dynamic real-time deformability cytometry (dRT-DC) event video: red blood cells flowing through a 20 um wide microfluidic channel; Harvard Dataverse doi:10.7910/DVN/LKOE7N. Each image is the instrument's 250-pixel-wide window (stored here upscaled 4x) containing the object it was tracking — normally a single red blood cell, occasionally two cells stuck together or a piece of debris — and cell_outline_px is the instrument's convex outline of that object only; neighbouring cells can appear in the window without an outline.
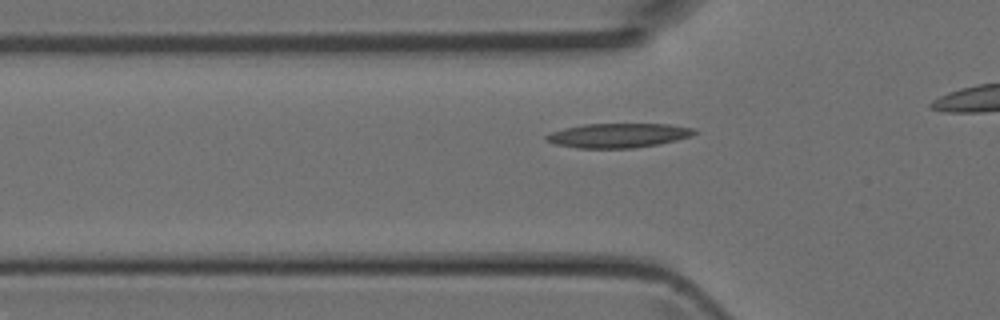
{"species": "Egyptian fruit bat (a non-hibernating species)", "species_latin": "Rousettus aegyptiacus", "temperature_condition": "room temperature", "stored_images_in_passage": 16, "camera_frame_rate_fps": 3000, "um_per_image_px": 0.085, "animal": {"sex": "female"}, "frame": {"image": 1, "passage_image": 5, "time_ms": 1.333, "image_size_px": [1000, 320], "cell_outline_px": [[696, 132], [692, 136], [660, 144], [632, 148], [576, 148], [556, 144], [544, 140], [544, 136], [552, 132], [564, 128], [584, 124], [668, 124], [696, 128]], "centroid_in_image_um": [52.56, 11.51], "position_along_channel_um": 73.2, "area_um2": 21.1}}
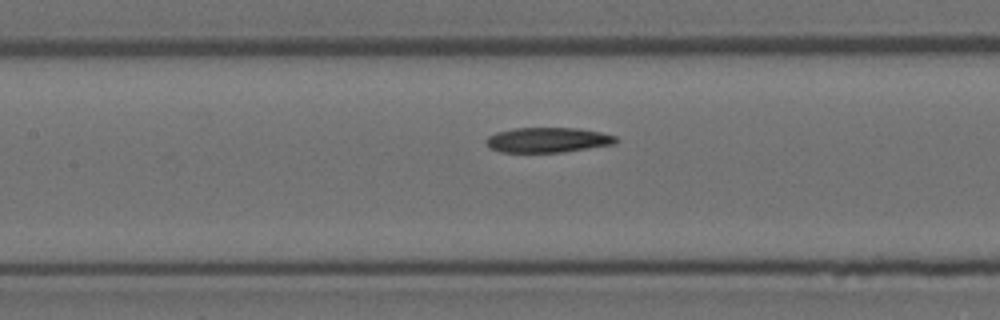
{"frame": {"image": 2, "passage_image": 11, "time_ms": 3.333, "image_size_px": [1000, 320], "cell_outline_px": [[620, 140], [616, 144], [564, 152], [500, 152], [492, 148], [484, 140], [488, 136], [496, 132], [516, 128], [576, 128], [600, 132], [616, 136]], "centroid_in_image_um": [46.6, 11.9], "position_along_channel_um": 160.8, "area_um2": 18.96}}
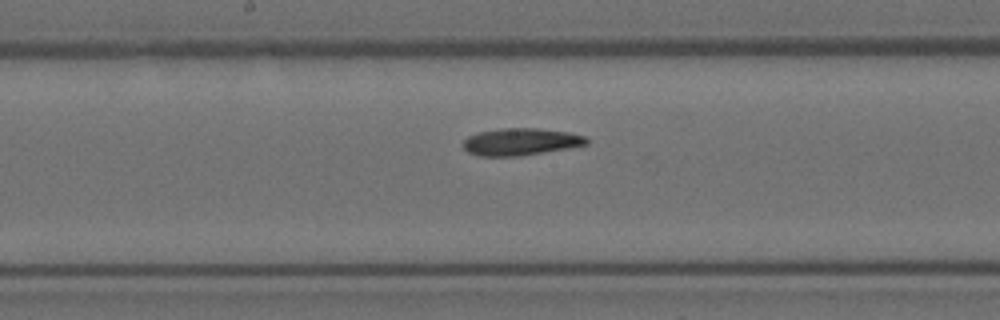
{"frame": {"image": 3, "passage_image": 14, "time_ms": 4.333, "image_size_px": [1000, 320], "cell_outline_px": [[588, 144], [568, 148], [516, 156], [480, 156], [468, 152], [460, 144], [468, 136], [476, 132], [500, 128], [540, 128], [568, 132], [584, 136], [588, 140]], "centroid_in_image_um": [44.21, 12.04], "position_along_channel_um": 204.0, "area_um2": 19.54}}